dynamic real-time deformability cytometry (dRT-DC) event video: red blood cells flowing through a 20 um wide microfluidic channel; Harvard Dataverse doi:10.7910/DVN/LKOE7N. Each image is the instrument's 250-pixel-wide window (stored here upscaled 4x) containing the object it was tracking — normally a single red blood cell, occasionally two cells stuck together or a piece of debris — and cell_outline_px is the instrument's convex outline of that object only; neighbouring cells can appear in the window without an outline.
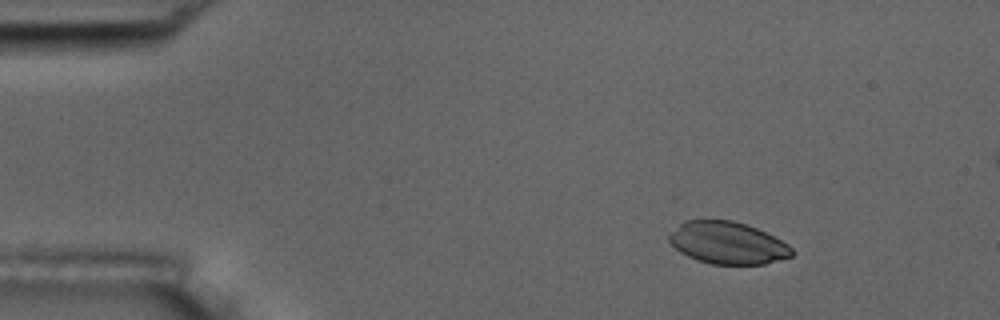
{"species": "common noctule bat (a hibernating species)", "species_latin": "Nyctalus noctula", "temperature_condition": "room temperature", "stored_images_in_passage": 6, "camera_frame_rate_fps": 3000, "um_per_image_px": 0.085, "animal": {"sex": "male", "body_mass_g": 17.5, "forearm_length_mm": 52.3}, "frame": {"image": 1, "passage_image": 1, "time_ms": 0.0, "image_size_px": [1000, 320], "cell_outline_px": [[792, 256], [764, 264], [712, 264], [696, 260], [680, 252], [668, 240], [668, 236], [684, 220], [732, 220], [756, 228], [788, 244], [792, 248]], "centroid_in_image_um": [61.83, 20.65], "position_along_channel_um": 23.2, "area_um2": 29.82}}